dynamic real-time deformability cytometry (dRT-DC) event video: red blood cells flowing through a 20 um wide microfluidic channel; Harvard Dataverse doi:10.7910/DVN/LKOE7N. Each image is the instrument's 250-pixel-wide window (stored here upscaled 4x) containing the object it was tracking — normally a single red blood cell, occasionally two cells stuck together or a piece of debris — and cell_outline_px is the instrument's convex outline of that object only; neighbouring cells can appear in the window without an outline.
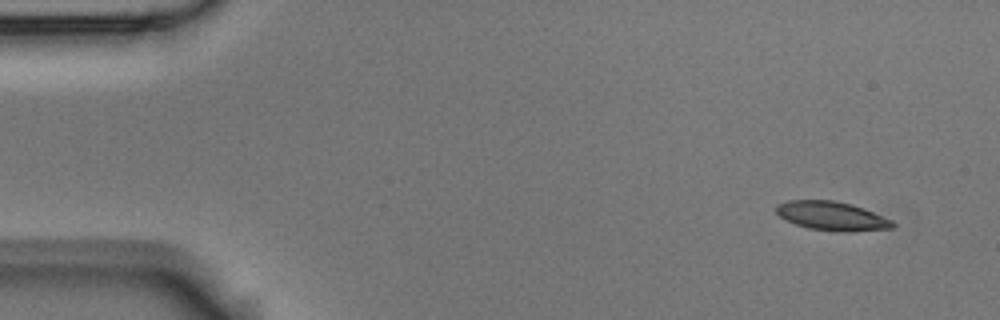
{"species": "Egyptian fruit bat (a non-hibernating species)", "species_latin": "Rousettus aegyptiacus", "temperature_condition": "room temperature", "stored_images_in_passage": 8, "camera_frame_rate_fps": 3000, "um_per_image_px": 0.085, "animal": {"sex": "male"}, "frame": {"image": 1, "passage_image": 1, "time_ms": 0.0, "image_size_px": [1000, 320], "cell_outline_px": [[896, 224], [892, 228], [856, 232], [836, 232], [808, 228], [796, 224], [780, 216], [776, 212], [776, 204], [788, 200], [832, 200], [852, 204], [864, 208], [892, 220]], "centroid_in_image_um": [70.73, 18.37], "position_along_channel_um": 14.3, "area_um2": 19.77}}
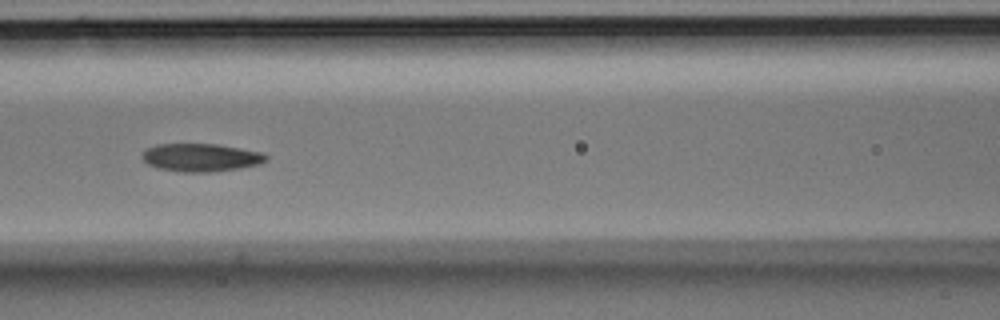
{"frame": {"image": 2, "passage_image": 7, "time_ms": 2.0, "image_size_px": [1000, 320], "cell_outline_px": [[268, 160], [260, 164], [240, 168], [212, 172], [184, 172], [160, 168], [148, 164], [140, 156], [148, 148], [156, 144], [220, 144], [260, 152], [268, 156]], "centroid_in_image_um": [17.11, 13.38], "position_along_channel_um": 149.5, "area_um2": 20.17}}
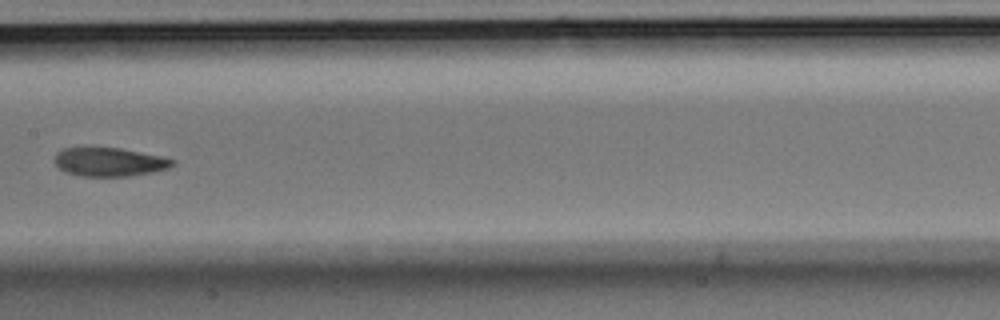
{"frame": {"image": 3, "passage_image": 8, "time_ms": 2.333, "image_size_px": [1000, 320], "cell_outline_px": [[176, 164], [168, 168], [152, 172], [128, 176], [80, 176], [68, 172], [60, 168], [56, 164], [56, 152], [64, 148], [120, 148], [160, 156], [176, 160]], "centroid_in_image_um": [9.33, 13.77], "position_along_channel_um": 198.1, "area_um2": 19.42}}